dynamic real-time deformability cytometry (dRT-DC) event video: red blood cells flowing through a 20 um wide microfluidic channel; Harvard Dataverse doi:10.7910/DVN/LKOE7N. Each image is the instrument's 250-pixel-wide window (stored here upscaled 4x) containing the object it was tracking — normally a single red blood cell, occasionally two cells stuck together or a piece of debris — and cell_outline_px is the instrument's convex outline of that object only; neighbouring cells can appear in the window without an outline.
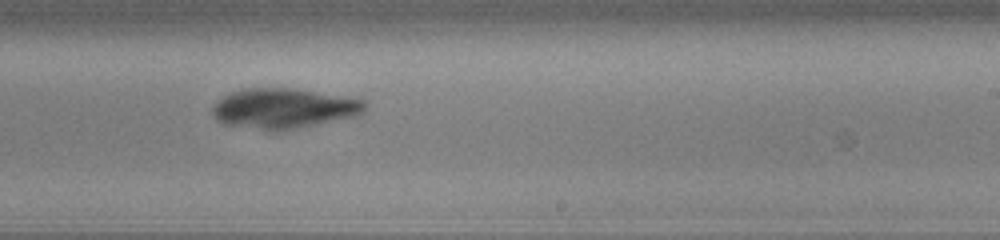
{"species": "common noctule bat (a hibernating species)", "species_latin": "Nyctalus noctula", "temperature_condition": "cold", "stored_images_in_passage": 51, "camera_frame_rate_fps": 3000, "um_per_image_px": 0.085, "animal": {"sex": "male", "body_mass_g": 13.0, "forearm_length_mm": 53.1}, "frame": {"image": 1, "passage_image": 30, "time_ms": 9.667, "image_size_px": [1000, 240], "cell_outline_px": [[368, 104], [364, 112], [356, 116], [312, 124], [288, 128], [264, 128], [224, 124], [216, 120], [212, 112], [212, 108], [224, 96], [232, 92], [244, 88], [292, 88], [364, 100]], "centroid_in_image_um": [24.12, 9.17], "position_along_channel_um": 264.9, "area_um2": 34.28}}
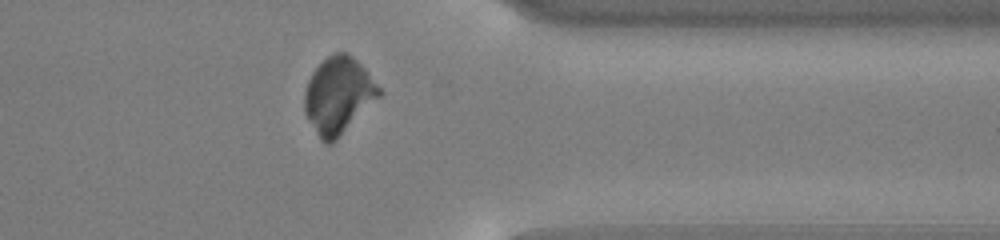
{"frame": {"image": 2, "passage_image": 40, "time_ms": 13.0, "image_size_px": [1000, 240], "cell_outline_px": [[384, 92], [332, 144], [328, 144], [320, 140], [308, 120], [304, 112], [304, 92], [308, 80], [312, 72], [328, 56], [336, 52], [348, 52], [364, 68]], "centroid_in_image_um": [28.75, 8.12], "position_along_channel_um": 382.7, "area_um2": 33.12}}
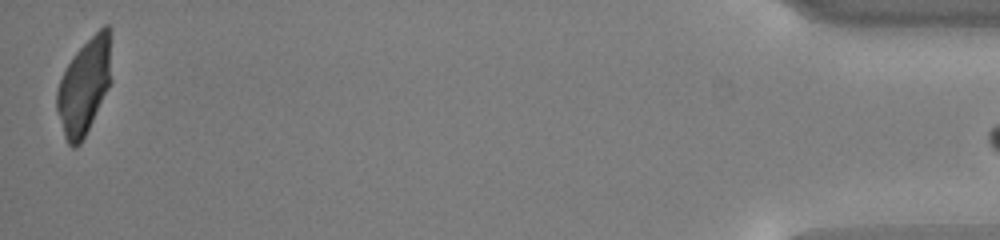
{"frame": {"image": 3, "passage_image": 50, "time_ms": 16.333, "image_size_px": [1000, 240], "cell_outline_px": [[112, 80], [80, 144], [72, 148], [68, 144], [64, 136], [56, 108], [56, 92], [60, 80], [72, 56], [104, 24], [108, 24], [112, 28]], "centroid_in_image_um": [7.21, 7.25], "position_along_channel_um": 428.0, "area_um2": 30.58}}